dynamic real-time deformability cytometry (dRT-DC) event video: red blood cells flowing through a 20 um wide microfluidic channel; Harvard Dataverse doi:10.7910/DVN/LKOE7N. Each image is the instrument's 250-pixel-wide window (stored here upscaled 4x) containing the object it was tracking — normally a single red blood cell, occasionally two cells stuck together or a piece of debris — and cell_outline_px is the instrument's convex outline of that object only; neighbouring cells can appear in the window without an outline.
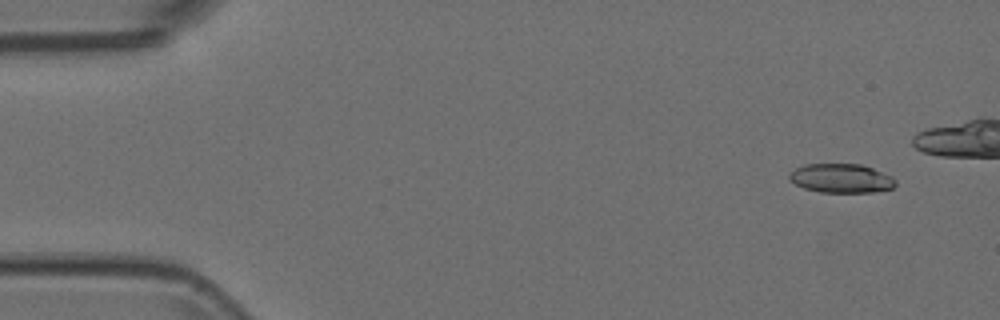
{"species": "Egyptian fruit bat (a non-hibernating species)", "species_latin": "Rousettus aegyptiacus", "temperature_condition": "room temperature", "stored_images_in_passage": 39, "camera_frame_rate_fps": 3000, "um_per_image_px": 0.085, "animal": {"sex": "female"}, "frame": {"image": 1, "passage_image": 2, "time_ms": 0.333, "image_size_px": [1000, 320], "cell_outline_px": [[896, 184], [892, 188], [872, 192], [820, 192], [804, 188], [788, 180], [788, 172], [804, 164], [860, 164], [872, 168], [892, 176], [896, 180]], "centroid_in_image_um": [71.47, 15.15], "position_along_channel_um": 13.5, "area_um2": 18.03}}
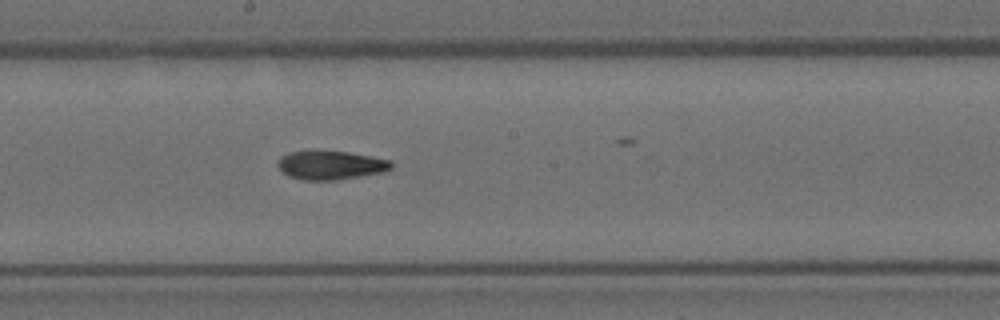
{"frame": {"image": 2, "passage_image": 27, "time_ms": 8.667, "image_size_px": [1000, 320], "cell_outline_px": [[392, 168], [384, 172], [336, 180], [304, 180], [288, 176], [276, 164], [276, 160], [280, 156], [288, 152], [308, 148], [316, 148], [348, 152], [372, 156], [392, 160]], "centroid_in_image_um": [28.06, 13.99], "position_along_channel_um": 220.1, "area_um2": 19.88}}
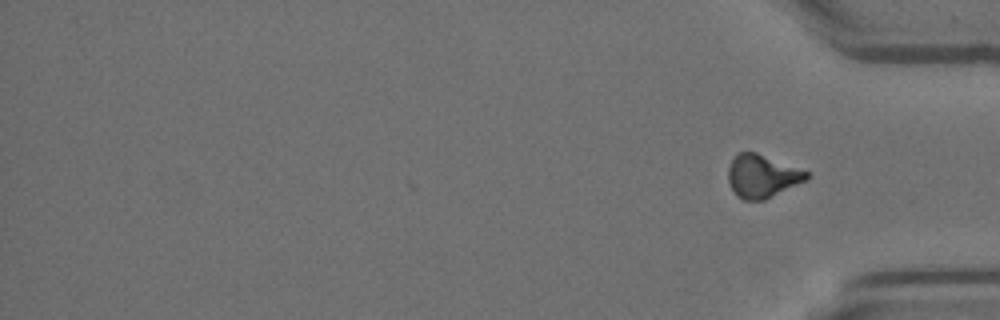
{"frame": {"image": 3, "passage_image": 39, "time_ms": 12.667, "image_size_px": [1000, 320], "cell_outline_px": [[808, 180], [764, 200], [744, 200], [736, 196], [728, 180], [728, 168], [732, 160], [740, 152], [756, 152], [808, 172]], "centroid_in_image_um": [64.77, 14.99], "position_along_channel_um": 370.4, "area_um2": 19.42}}